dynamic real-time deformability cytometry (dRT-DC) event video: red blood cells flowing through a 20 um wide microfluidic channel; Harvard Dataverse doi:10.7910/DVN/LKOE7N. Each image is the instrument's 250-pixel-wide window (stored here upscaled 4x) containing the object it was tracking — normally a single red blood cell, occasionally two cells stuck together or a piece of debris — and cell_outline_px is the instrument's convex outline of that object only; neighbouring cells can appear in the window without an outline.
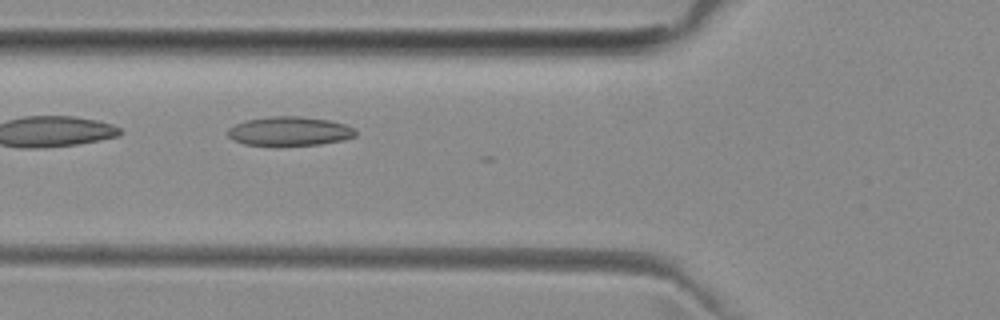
{"species": "common noctule bat (a hibernating species)", "species_latin": "Nyctalus noctula", "temperature_condition": "room temperature", "stored_images_in_passage": 7, "camera_frame_rate_fps": 3000, "um_per_image_px": 0.085, "animal": {"sex": "female", "body_mass_g": 29.2, "forearm_length_mm": 56.3}, "frame": {"image": 1, "passage_image": 6, "time_ms": 6.0, "image_size_px": [1000, 320], "cell_outline_px": [[356, 136], [344, 140], [320, 144], [244, 144], [228, 136], [228, 128], [236, 124], [248, 120], [268, 116], [300, 116], [328, 120], [344, 124], [352, 128], [356, 132]], "centroid_in_image_um": [24.63, 11.13], "position_along_channel_um": 101.2, "area_um2": 21.1}}